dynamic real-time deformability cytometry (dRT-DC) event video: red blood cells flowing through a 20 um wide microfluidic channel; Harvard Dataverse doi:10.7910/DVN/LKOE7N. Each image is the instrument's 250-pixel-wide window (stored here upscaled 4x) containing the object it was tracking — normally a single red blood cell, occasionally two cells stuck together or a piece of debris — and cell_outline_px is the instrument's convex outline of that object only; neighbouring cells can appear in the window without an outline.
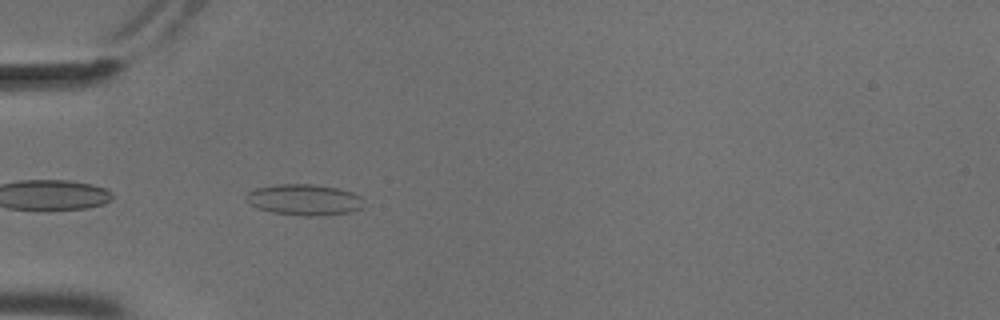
{"species": "common noctule bat (a hibernating species)", "species_latin": "Nyctalus noctula", "temperature_condition": "cold", "stored_images_in_passage": 38, "camera_frame_rate_fps": 3000, "um_per_image_px": 0.085, "animal": {"sex": "male", "body_mass_g": 18.8}, "frame": {"image": 1, "passage_image": 2, "time_ms": 0.333, "image_size_px": [1000, 320], "cell_outline_px": [[364, 208], [348, 212], [320, 216], [304, 216], [272, 212], [260, 208], [244, 200], [244, 196], [248, 192], [256, 188], [276, 184], [312, 184], [336, 188], [352, 192], [360, 196]], "centroid_in_image_um": [25.85, 16.97], "position_along_channel_um": 59.2, "area_um2": 21.21}}
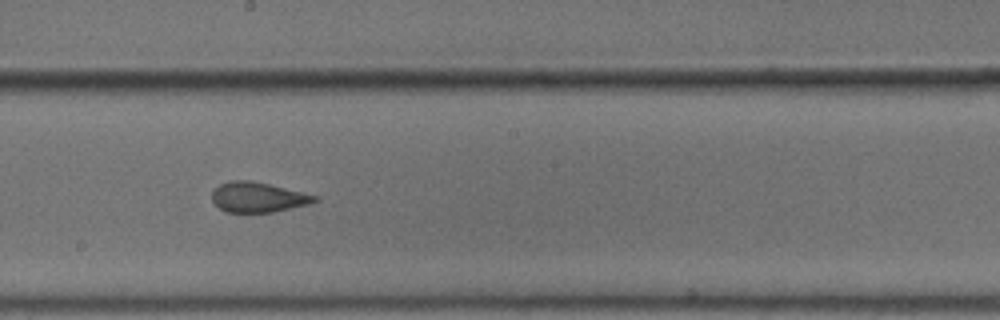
{"frame": {"image": 2, "passage_image": 16, "time_ms": 5.0, "image_size_px": [1000, 320], "cell_outline_px": [[320, 200], [308, 204], [272, 212], [224, 212], [212, 200], [212, 192], [220, 184], [232, 180], [248, 180], [268, 184], [316, 196]], "centroid_in_image_um": [21.89, 16.77], "position_along_channel_um": 226.3, "area_um2": 17.63}}
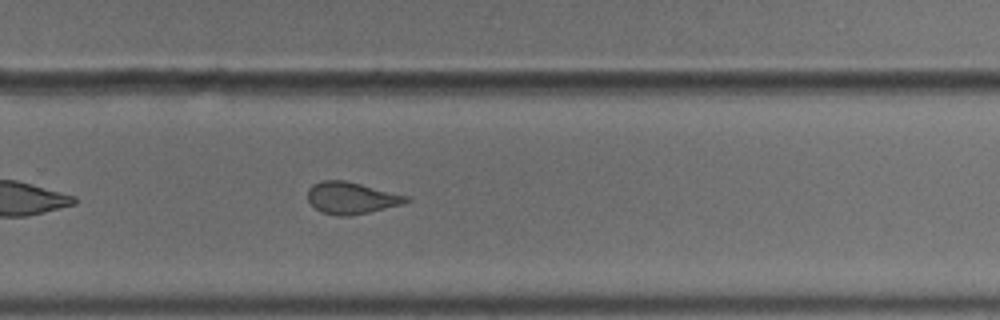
{"frame": {"image": 3, "passage_image": 22, "time_ms": 7.0, "image_size_px": [1000, 320], "cell_outline_px": [[412, 200], [404, 204], [368, 212], [348, 216], [336, 216], [320, 212], [308, 200], [308, 188], [312, 184], [324, 180], [344, 180], [408, 196]], "centroid_in_image_um": [29.86, 16.83], "position_along_channel_um": 299.9, "area_um2": 18.21}, "authors_computed_cell_mechanics": {"area_um2": 18.9006, "velocity_mm_per_s": 3.6916, "shape_relaxation_time_tau1_ms": 7.2537, "shape_relaxation_time_tau2_ms": 1.2939, "deformation_change_tau1": 0.1421, "deformation_change_tau2": 0.0769}}